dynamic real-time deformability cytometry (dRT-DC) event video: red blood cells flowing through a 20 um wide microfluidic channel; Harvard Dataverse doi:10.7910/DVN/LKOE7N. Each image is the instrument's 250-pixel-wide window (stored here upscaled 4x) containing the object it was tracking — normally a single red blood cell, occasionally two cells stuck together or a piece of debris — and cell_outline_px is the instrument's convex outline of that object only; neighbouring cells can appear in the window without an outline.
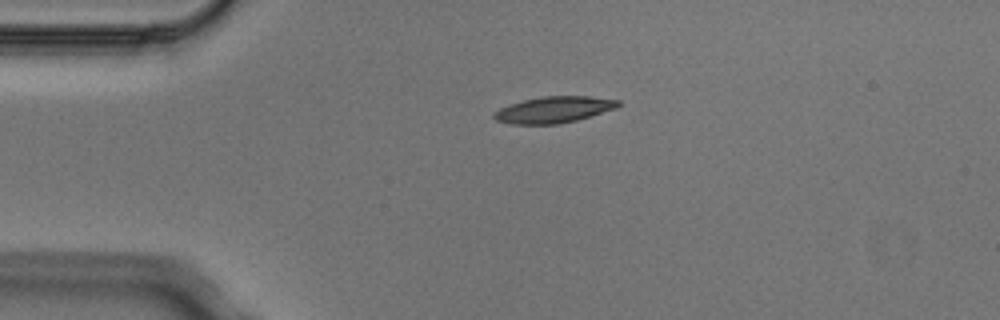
{"species": "Egyptian fruit bat (a non-hibernating species)", "species_latin": "Rousettus aegyptiacus", "temperature_condition": "cold", "stored_images_in_passage": 4, "camera_frame_rate_fps": 3000, "um_per_image_px": 0.085, "animal": {"sex": "male"}, "frame": {"image": 1, "passage_image": 1, "time_ms": 0.0, "image_size_px": [1000, 320], "cell_outline_px": [[620, 104], [616, 108], [576, 120], [556, 124], [508, 124], [496, 120], [492, 116], [492, 112], [508, 104], [524, 100], [544, 96], [588, 96], [620, 100]], "centroid_in_image_um": [47.02, 9.32], "position_along_channel_um": 38.0, "area_um2": 19.02}}
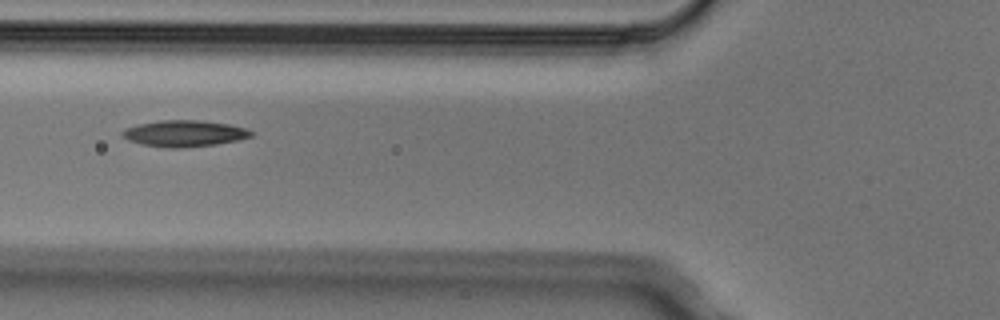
{"frame": {"image": 2, "passage_image": 3, "time_ms": 0.667, "image_size_px": [1000, 320], "cell_outline_px": [[252, 136], [240, 140], [216, 144], [180, 148], [164, 148], [140, 144], [128, 140], [120, 136], [120, 132], [124, 128], [136, 124], [160, 120], [200, 120], [228, 124], [248, 128], [252, 132]], "centroid_in_image_um": [15.62, 11.34], "position_along_channel_um": 110.2, "area_um2": 20.11}}
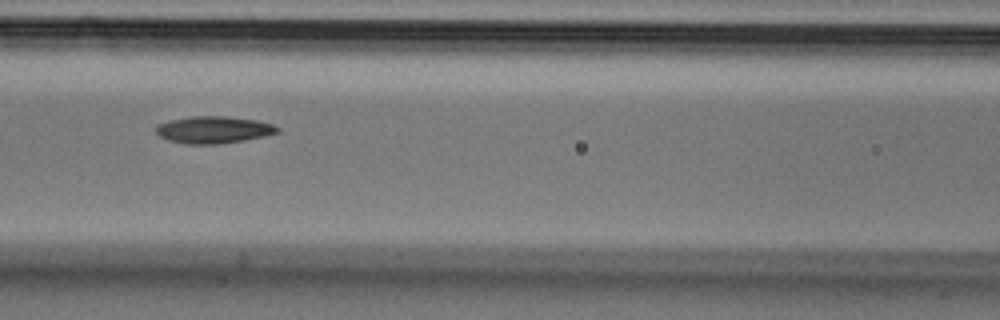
{"frame": {"image": 3, "passage_image": 4, "time_ms": 1.0, "image_size_px": [1000, 320], "cell_outline_px": [[280, 132], [264, 136], [244, 140], [216, 144], [184, 144], [168, 140], [160, 136], [156, 132], [156, 124], [168, 120], [192, 116], [228, 116], [256, 120], [272, 124], [280, 128]], "centroid_in_image_um": [18.14, 11.02], "position_along_channel_um": 148.5, "area_um2": 19.25}}